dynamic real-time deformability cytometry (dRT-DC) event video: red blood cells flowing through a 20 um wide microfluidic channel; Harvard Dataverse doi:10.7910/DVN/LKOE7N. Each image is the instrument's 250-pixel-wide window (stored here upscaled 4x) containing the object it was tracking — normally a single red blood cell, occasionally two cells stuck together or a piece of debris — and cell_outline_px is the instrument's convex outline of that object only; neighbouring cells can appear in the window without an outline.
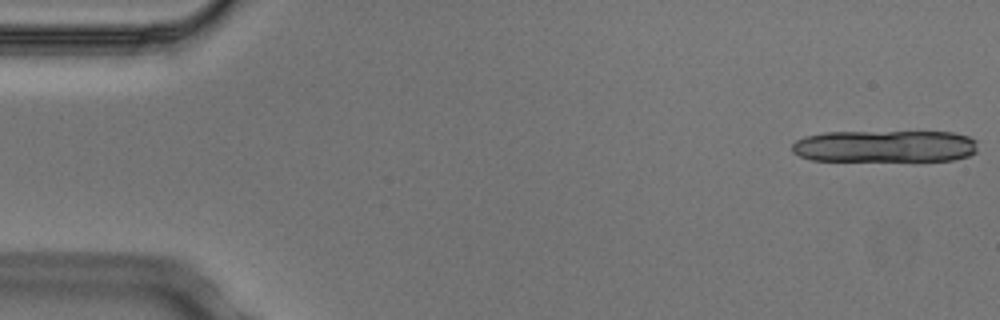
{"species": "Egyptian fruit bat (a non-hibernating species)", "species_latin": "Rousettus aegyptiacus", "temperature_condition": "cold", "stored_images_in_passage": 6, "camera_frame_rate_fps": 3000, "um_per_image_px": 0.085, "animal": {"sex": "male"}, "frame": {"image": 1, "passage_image": 1, "time_ms": 0.0, "image_size_px": [1000, 320], "cell_outline_px": [[976, 152], [968, 156], [952, 160], [812, 160], [800, 156], [792, 152], [792, 144], [796, 140], [804, 136], [824, 132], [956, 132], [968, 136], [976, 140]], "centroid_in_image_um": [75.21, 12.42], "position_along_channel_um": 9.8, "area_um2": 34.68}}
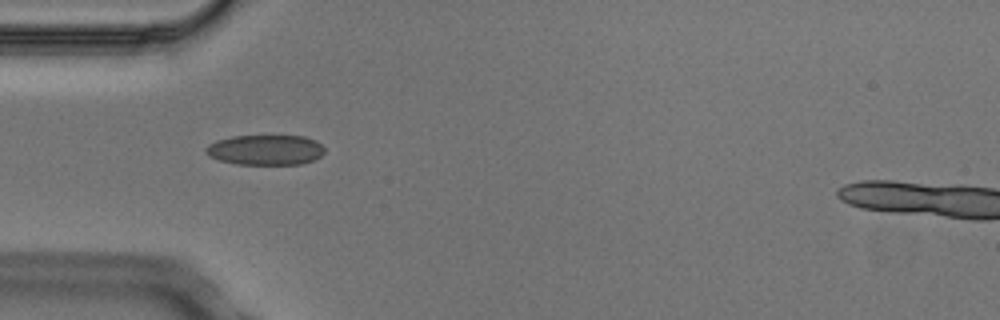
{"frame": {"image": 2, "passage_image": 5, "time_ms": 1.333, "image_size_px": [1000, 320], "cell_outline_px": [[324, 152], [320, 156], [312, 160], [300, 164], [236, 164], [220, 160], [208, 156], [204, 152], [204, 148], [208, 144], [216, 140], [232, 136], [304, 136], [316, 140], [324, 148]], "centroid_in_image_um": [22.52, 12.73], "position_along_channel_um": 62.5, "area_um2": 20.92}}
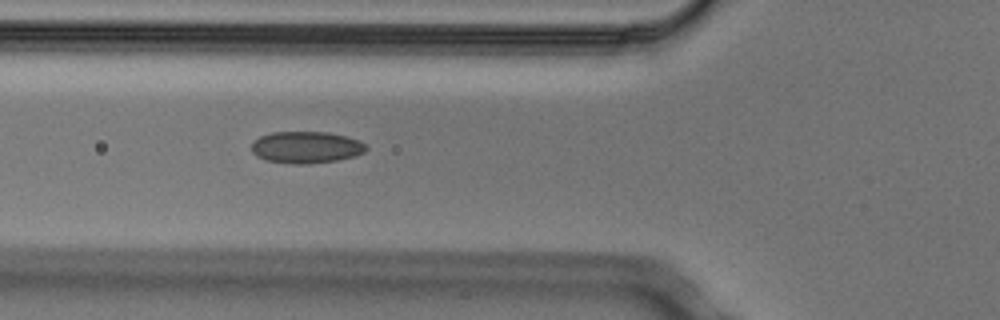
{"frame": {"image": 3, "passage_image": 6, "time_ms": 1.667, "image_size_px": [1000, 320], "cell_outline_px": [[368, 148], [364, 152], [352, 156], [336, 160], [304, 164], [292, 164], [264, 160], [256, 156], [252, 152], [252, 140], [260, 136], [272, 132], [328, 132], [360, 140]], "centroid_in_image_um": [25.97, 12.51], "position_along_channel_um": 99.8, "area_um2": 21.21}}